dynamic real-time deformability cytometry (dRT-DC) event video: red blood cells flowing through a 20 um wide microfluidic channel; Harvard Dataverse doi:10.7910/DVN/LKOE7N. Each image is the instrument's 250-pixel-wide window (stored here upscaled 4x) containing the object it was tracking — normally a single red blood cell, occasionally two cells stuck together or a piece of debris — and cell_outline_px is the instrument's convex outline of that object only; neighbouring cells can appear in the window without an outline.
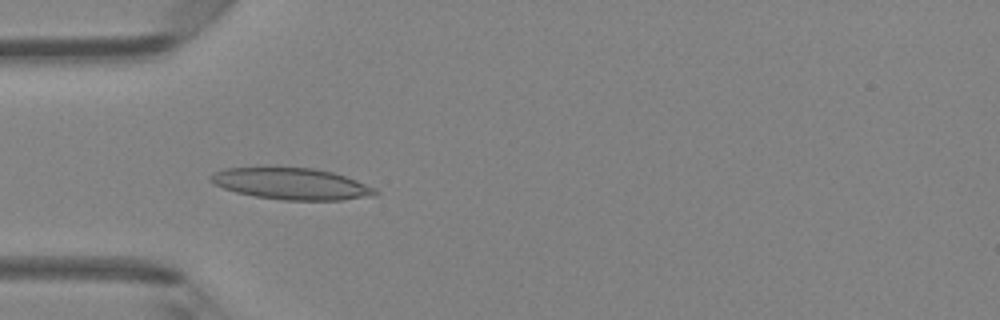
{"species": "Egyptian fruit bat (a non-hibernating species)", "species_latin": "Rousettus aegyptiacus", "temperature_condition": "room temperature", "stored_images_in_passage": 46, "camera_frame_rate_fps": 3000, "um_per_image_px": 0.085, "animal": {"sex": "female"}, "frame": {"image": 1, "passage_image": 13, "time_ms": 4.0, "image_size_px": [1000, 320], "cell_outline_px": [[380, 192], [376, 196], [340, 200], [284, 200], [256, 196], [236, 192], [212, 184], [208, 180], [208, 176], [212, 172], [224, 168], [316, 168], [332, 172], [356, 180], [376, 188]], "centroid_in_image_um": [24.77, 15.63], "position_along_channel_um": 60.2, "area_um2": 30.29}}
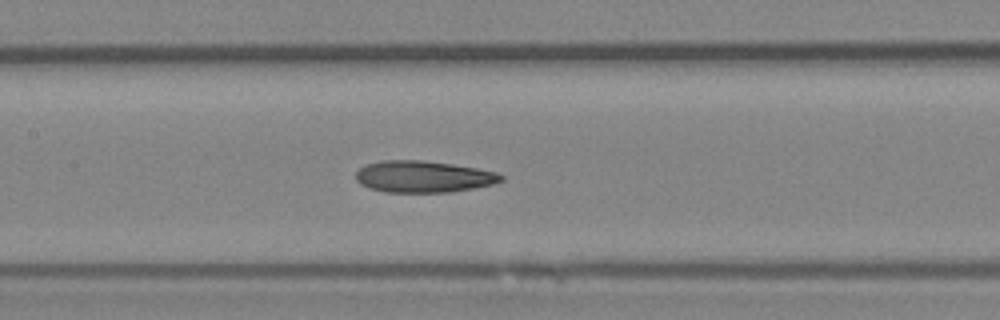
{"frame": {"image": 2, "passage_image": 21, "time_ms": 6.667, "image_size_px": [1000, 320], "cell_outline_px": [[504, 180], [492, 184], [452, 192], [384, 192], [368, 188], [360, 184], [356, 180], [356, 172], [360, 168], [368, 164], [380, 160], [420, 160], [452, 164], [476, 168], [496, 172], [504, 176]], "centroid_in_image_um": [35.96, 15.02], "position_along_channel_um": 171.4, "area_um2": 26.76}}
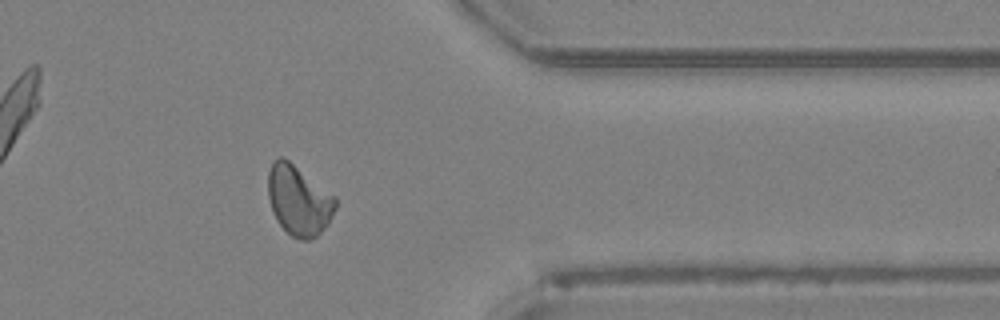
{"frame": {"image": 3, "passage_image": 37, "time_ms": 12.0, "image_size_px": [1000, 320], "cell_outline_px": [[336, 208], [328, 224], [316, 236], [308, 240], [300, 240], [292, 236], [276, 220], [272, 212], [268, 196], [268, 172], [272, 160], [280, 156], [284, 156], [336, 196]], "centroid_in_image_um": [25.38, 17.0], "position_along_channel_um": 386.0, "area_um2": 27.74}, "authors_computed_cell_mechanics": {"area_um2": 27.3394, "velocity_mm_per_s": 4.2721, "shape_relaxation_time_tau1_ms": 7.8458, "shape_relaxation_time_tau2_ms": 3.0278, "deformation_change_tau1": 0.188, "deformation_change_tau2": 0.1158}}